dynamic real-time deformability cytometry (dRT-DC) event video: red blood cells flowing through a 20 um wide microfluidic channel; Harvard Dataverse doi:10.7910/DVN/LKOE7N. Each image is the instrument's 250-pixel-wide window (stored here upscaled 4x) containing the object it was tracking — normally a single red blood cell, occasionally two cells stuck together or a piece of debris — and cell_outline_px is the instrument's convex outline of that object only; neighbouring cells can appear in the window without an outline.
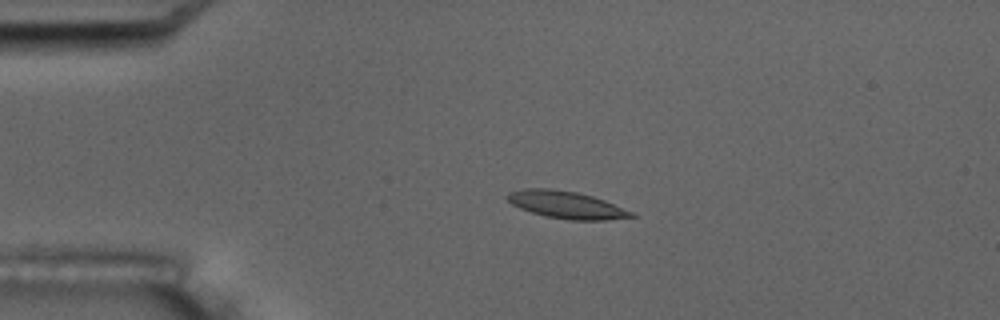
{"species": "common noctule bat (a hibernating species)", "species_latin": "Nyctalus noctula", "temperature_condition": "room temperature", "stored_images_in_passage": 5, "camera_frame_rate_fps": 3000, "um_per_image_px": 0.085, "animal": {"sex": "male", "body_mass_g": 17.5, "forearm_length_mm": 52.3}, "frame": {"image": 1, "passage_image": 4, "time_ms": 3.333, "image_size_px": [1000, 320], "cell_outline_px": [[636, 216], [604, 220], [572, 220], [544, 216], [520, 208], [512, 204], [504, 196], [508, 192], [524, 188], [552, 188], [576, 192], [592, 196], [604, 200], [636, 212]], "centroid_in_image_um": [48.14, 17.4], "position_along_channel_um": 36.9, "area_um2": 19.83}}